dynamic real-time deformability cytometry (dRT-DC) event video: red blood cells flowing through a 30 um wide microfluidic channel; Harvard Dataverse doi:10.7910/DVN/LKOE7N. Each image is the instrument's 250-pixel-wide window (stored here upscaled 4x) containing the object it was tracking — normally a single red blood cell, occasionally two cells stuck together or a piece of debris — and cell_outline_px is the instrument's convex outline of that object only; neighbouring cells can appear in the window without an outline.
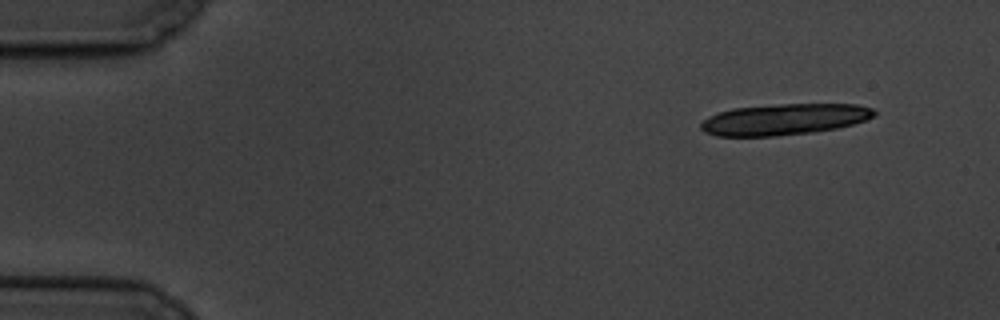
{"species": "common noctule bat (a hibernating species)", "species_latin": "Nyctalus noctula", "temperature_condition": "cold", "stored_images_in_passage": 6, "segment_of_instrument_passage": [1, 2], "camera_frame_rate_fps": 3000, "um_per_image_px": 0.085, "animal": {"sex": "male", "body_mass_g": 19.5, "forearm_length_mm": 54.6}, "frame": {"image": 1, "passage_image": 1, "time_ms": 0.0, "image_size_px": [1000, 320], "cell_outline_px": [[876, 116], [852, 124], [836, 128], [812, 132], [772, 136], [716, 136], [704, 132], [700, 128], [700, 124], [708, 116], [732, 108], [780, 104], [856, 104], [872, 108], [876, 112]], "centroid_in_image_um": [66.64, 10.14], "position_along_channel_um": 18.4, "area_um2": 31.39}}